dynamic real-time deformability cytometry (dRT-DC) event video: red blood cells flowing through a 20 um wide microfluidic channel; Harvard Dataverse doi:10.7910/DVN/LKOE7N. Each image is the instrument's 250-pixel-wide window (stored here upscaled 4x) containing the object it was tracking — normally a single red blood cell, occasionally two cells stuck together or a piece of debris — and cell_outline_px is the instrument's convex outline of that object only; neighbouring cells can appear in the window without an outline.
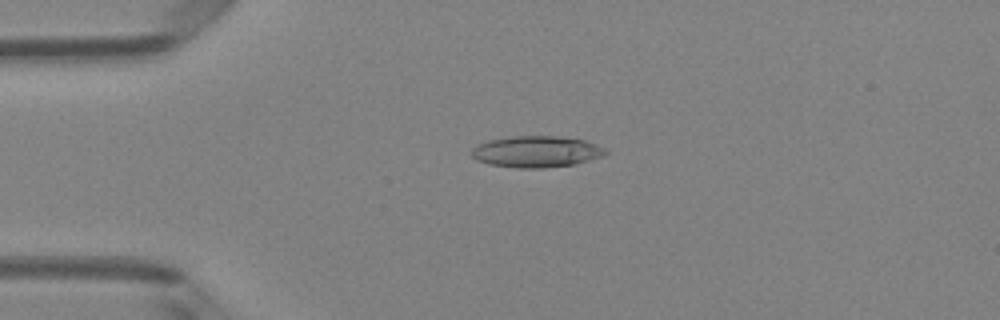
{"species": "Egyptian fruit bat (a non-hibernating species)", "species_latin": "Rousettus aegyptiacus", "temperature_condition": "room temperature", "stored_images_in_passage": 50, "camera_frame_rate_fps": 3000, "um_per_image_px": 0.085, "animal": {"sex": "female"}, "frame": {"image": 1, "passage_image": 12, "time_ms": 3.667, "image_size_px": [1000, 320], "cell_outline_px": [[608, 152], [600, 156], [588, 160], [572, 164], [544, 168], [516, 168], [488, 164], [476, 160], [472, 156], [472, 148], [476, 144], [488, 140], [512, 136], [556, 136], [584, 140], [608, 148]], "centroid_in_image_um": [45.56, 12.88], "position_along_channel_um": 39.4, "area_um2": 24.51}}
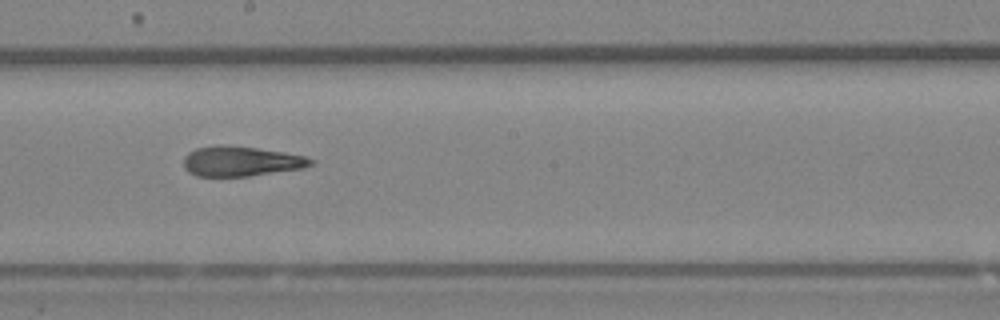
{"frame": {"image": 2, "passage_image": 28, "time_ms": 9.0, "image_size_px": [1000, 320], "cell_outline_px": [[316, 160], [312, 164], [304, 168], [248, 176], [196, 176], [188, 172], [184, 168], [184, 156], [188, 152], [196, 148], [216, 144], [220, 144], [256, 148], [284, 152], [304, 156]], "centroid_in_image_um": [20.46, 13.7], "position_along_channel_um": 227.7, "area_um2": 22.31}}
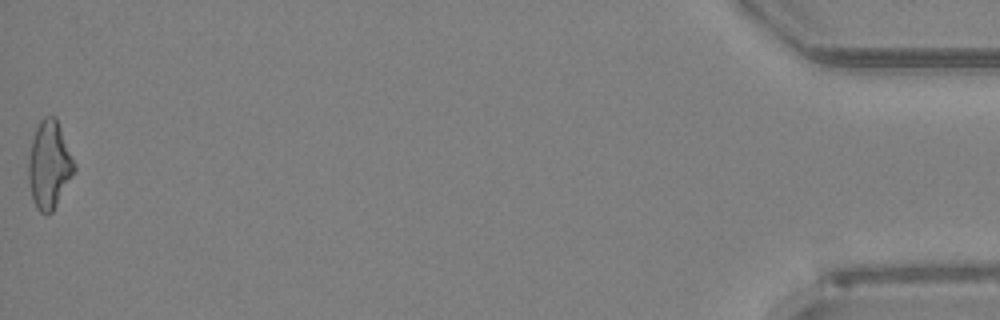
{"frame": {"image": 3, "passage_image": 50, "time_ms": 16.333, "image_size_px": [1000, 320], "cell_outline_px": [[76, 168], [52, 212], [48, 216], [40, 212], [36, 208], [32, 200], [28, 180], [28, 160], [32, 140], [36, 128], [40, 120], [44, 116], [56, 116], [76, 164]], "centroid_in_image_um": [4.18, 14.01], "position_along_channel_um": 431.0, "area_um2": 23.47}, "authors_computed_cell_mechanics": {"area_um2": 23.2356, "velocity_mm_per_s": 4.0849, "shape_relaxation_time_tau1_ms": 4.3128, "shape_relaxation_time_tau2_ms": 3.0129, "deformation_change_tau1": 0.1769, "deformation_change_tau2": 0.1468}}